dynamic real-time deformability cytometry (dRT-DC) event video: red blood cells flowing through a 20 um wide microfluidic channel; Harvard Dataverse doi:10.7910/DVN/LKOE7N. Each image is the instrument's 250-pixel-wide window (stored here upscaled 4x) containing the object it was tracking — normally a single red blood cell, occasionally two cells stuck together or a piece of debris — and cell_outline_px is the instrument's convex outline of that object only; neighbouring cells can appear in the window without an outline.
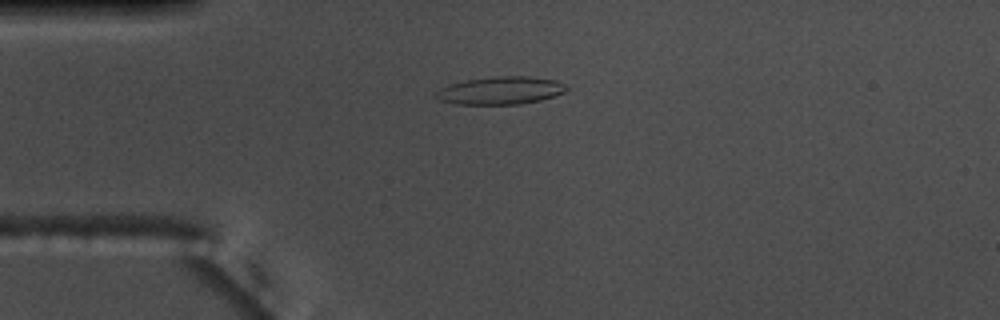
{"species": "common noctule bat (a hibernating species)", "species_latin": "Nyctalus noctula", "temperature_condition": "warm", "stored_images_in_passage": 44, "camera_frame_rate_fps": 3000, "um_per_image_px": 0.085, "animal": {"sex": "male", "body_mass_g": 17.5, "forearm_length_mm": 52.3}, "frame": {"image": 1, "passage_image": 3, "time_ms": 0.667, "image_size_px": [1000, 320], "cell_outline_px": [[568, 88], [564, 92], [540, 100], [520, 104], [456, 104], [440, 100], [436, 96], [436, 92], [440, 88], [452, 84], [468, 80], [496, 76], [528, 76], [556, 80], [564, 84]], "centroid_in_image_um": [42.57, 7.69], "position_along_channel_um": 42.4, "area_um2": 20.81}}
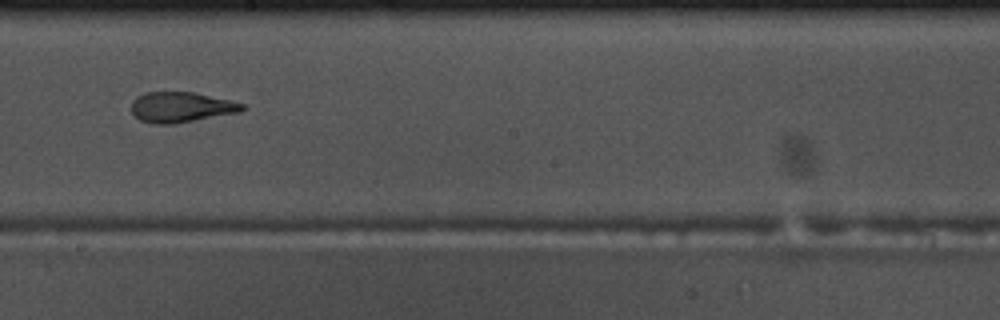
{"frame": {"image": 2, "passage_image": 20, "time_ms": 6.333, "image_size_px": [1000, 320], "cell_outline_px": [[248, 108], [240, 112], [172, 124], [152, 124], [140, 120], [132, 112], [132, 100], [136, 96], [144, 92], [196, 92], [244, 104]], "centroid_in_image_um": [15.38, 9.1], "position_along_channel_um": 232.8, "area_um2": 19.65}}
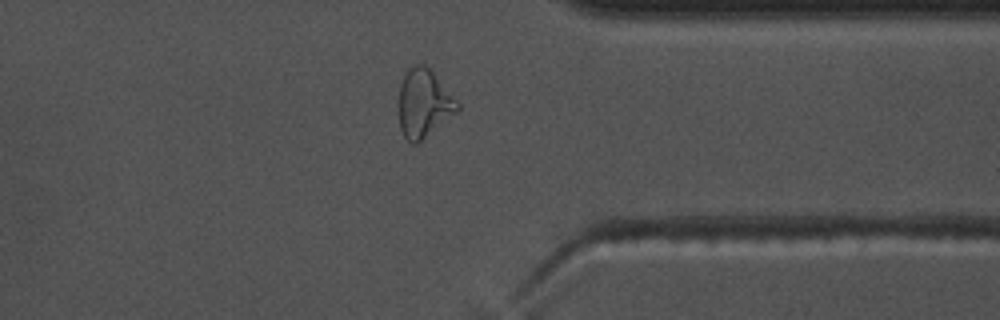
{"frame": {"image": 3, "passage_image": 32, "time_ms": 10.333, "image_size_px": [1000, 320], "cell_outline_px": [[460, 108], [456, 112], [416, 144], [412, 144], [404, 136], [400, 128], [396, 104], [400, 84], [404, 72], [412, 64], [424, 64], [432, 72], [460, 104]], "centroid_in_image_um": [35.94, 8.77], "position_along_channel_um": 375.5, "area_um2": 23.41}, "authors_computed_cell_mechanics": {"area_um2": 20.808, "velocity_mm_per_s": 3.7125, "shape_relaxation_time_tau1_ms": null, "shape_relaxation_time_tau2_ms": 1.8154, "deformation_change_tau1": null, "deformation_change_tau2": 0.1016}}